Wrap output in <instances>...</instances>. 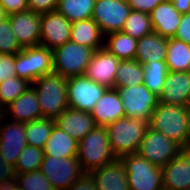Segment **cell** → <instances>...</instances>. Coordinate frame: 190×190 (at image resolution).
<instances>
[{
  "label": "cell",
  "instance_id": "cell-23",
  "mask_svg": "<svg viewBox=\"0 0 190 190\" xmlns=\"http://www.w3.org/2000/svg\"><path fill=\"white\" fill-rule=\"evenodd\" d=\"M153 32L162 37L173 38L178 29L181 14L169 0L159 3L149 14Z\"/></svg>",
  "mask_w": 190,
  "mask_h": 190
},
{
  "label": "cell",
  "instance_id": "cell-46",
  "mask_svg": "<svg viewBox=\"0 0 190 190\" xmlns=\"http://www.w3.org/2000/svg\"><path fill=\"white\" fill-rule=\"evenodd\" d=\"M0 190H18L16 176L0 182Z\"/></svg>",
  "mask_w": 190,
  "mask_h": 190
},
{
  "label": "cell",
  "instance_id": "cell-25",
  "mask_svg": "<svg viewBox=\"0 0 190 190\" xmlns=\"http://www.w3.org/2000/svg\"><path fill=\"white\" fill-rule=\"evenodd\" d=\"M105 36L98 24L91 18L73 22L70 41L92 48L94 51L104 47Z\"/></svg>",
  "mask_w": 190,
  "mask_h": 190
},
{
  "label": "cell",
  "instance_id": "cell-19",
  "mask_svg": "<svg viewBox=\"0 0 190 190\" xmlns=\"http://www.w3.org/2000/svg\"><path fill=\"white\" fill-rule=\"evenodd\" d=\"M54 121L57 127L78 142L96 127L94 118L89 112L69 107L62 111Z\"/></svg>",
  "mask_w": 190,
  "mask_h": 190
},
{
  "label": "cell",
  "instance_id": "cell-47",
  "mask_svg": "<svg viewBox=\"0 0 190 190\" xmlns=\"http://www.w3.org/2000/svg\"><path fill=\"white\" fill-rule=\"evenodd\" d=\"M186 127H187L189 149H190V104L186 107Z\"/></svg>",
  "mask_w": 190,
  "mask_h": 190
},
{
  "label": "cell",
  "instance_id": "cell-12",
  "mask_svg": "<svg viewBox=\"0 0 190 190\" xmlns=\"http://www.w3.org/2000/svg\"><path fill=\"white\" fill-rule=\"evenodd\" d=\"M130 11L127 0H96L92 19L106 36L122 31Z\"/></svg>",
  "mask_w": 190,
  "mask_h": 190
},
{
  "label": "cell",
  "instance_id": "cell-27",
  "mask_svg": "<svg viewBox=\"0 0 190 190\" xmlns=\"http://www.w3.org/2000/svg\"><path fill=\"white\" fill-rule=\"evenodd\" d=\"M137 39L122 31L105 36L104 48L120 60H134L137 50Z\"/></svg>",
  "mask_w": 190,
  "mask_h": 190
},
{
  "label": "cell",
  "instance_id": "cell-43",
  "mask_svg": "<svg viewBox=\"0 0 190 190\" xmlns=\"http://www.w3.org/2000/svg\"><path fill=\"white\" fill-rule=\"evenodd\" d=\"M67 190H97L94 180L89 173H84Z\"/></svg>",
  "mask_w": 190,
  "mask_h": 190
},
{
  "label": "cell",
  "instance_id": "cell-17",
  "mask_svg": "<svg viewBox=\"0 0 190 190\" xmlns=\"http://www.w3.org/2000/svg\"><path fill=\"white\" fill-rule=\"evenodd\" d=\"M163 190H190V149H183L162 168Z\"/></svg>",
  "mask_w": 190,
  "mask_h": 190
},
{
  "label": "cell",
  "instance_id": "cell-39",
  "mask_svg": "<svg viewBox=\"0 0 190 190\" xmlns=\"http://www.w3.org/2000/svg\"><path fill=\"white\" fill-rule=\"evenodd\" d=\"M59 0H28V8L39 14L48 13L57 9Z\"/></svg>",
  "mask_w": 190,
  "mask_h": 190
},
{
  "label": "cell",
  "instance_id": "cell-37",
  "mask_svg": "<svg viewBox=\"0 0 190 190\" xmlns=\"http://www.w3.org/2000/svg\"><path fill=\"white\" fill-rule=\"evenodd\" d=\"M22 49L11 30L8 17L0 20V54H16Z\"/></svg>",
  "mask_w": 190,
  "mask_h": 190
},
{
  "label": "cell",
  "instance_id": "cell-36",
  "mask_svg": "<svg viewBox=\"0 0 190 190\" xmlns=\"http://www.w3.org/2000/svg\"><path fill=\"white\" fill-rule=\"evenodd\" d=\"M16 179L18 190H55L40 170L16 174Z\"/></svg>",
  "mask_w": 190,
  "mask_h": 190
},
{
  "label": "cell",
  "instance_id": "cell-24",
  "mask_svg": "<svg viewBox=\"0 0 190 190\" xmlns=\"http://www.w3.org/2000/svg\"><path fill=\"white\" fill-rule=\"evenodd\" d=\"M168 38L152 32L138 39L135 60L146 62L166 61Z\"/></svg>",
  "mask_w": 190,
  "mask_h": 190
},
{
  "label": "cell",
  "instance_id": "cell-5",
  "mask_svg": "<svg viewBox=\"0 0 190 190\" xmlns=\"http://www.w3.org/2000/svg\"><path fill=\"white\" fill-rule=\"evenodd\" d=\"M126 170L130 190H163L162 168L151 164L139 153L119 158Z\"/></svg>",
  "mask_w": 190,
  "mask_h": 190
},
{
  "label": "cell",
  "instance_id": "cell-1",
  "mask_svg": "<svg viewBox=\"0 0 190 190\" xmlns=\"http://www.w3.org/2000/svg\"><path fill=\"white\" fill-rule=\"evenodd\" d=\"M31 86L37 93L42 118L56 119L68 108L67 78L52 72L35 80Z\"/></svg>",
  "mask_w": 190,
  "mask_h": 190
},
{
  "label": "cell",
  "instance_id": "cell-34",
  "mask_svg": "<svg viewBox=\"0 0 190 190\" xmlns=\"http://www.w3.org/2000/svg\"><path fill=\"white\" fill-rule=\"evenodd\" d=\"M44 152L42 148L26 145L20 153L15 165V173L21 174L40 170Z\"/></svg>",
  "mask_w": 190,
  "mask_h": 190
},
{
  "label": "cell",
  "instance_id": "cell-21",
  "mask_svg": "<svg viewBox=\"0 0 190 190\" xmlns=\"http://www.w3.org/2000/svg\"><path fill=\"white\" fill-rule=\"evenodd\" d=\"M96 126L106 127L125 117L122 99L117 88H108L90 112Z\"/></svg>",
  "mask_w": 190,
  "mask_h": 190
},
{
  "label": "cell",
  "instance_id": "cell-49",
  "mask_svg": "<svg viewBox=\"0 0 190 190\" xmlns=\"http://www.w3.org/2000/svg\"><path fill=\"white\" fill-rule=\"evenodd\" d=\"M7 18V14L3 8V6L0 4V20Z\"/></svg>",
  "mask_w": 190,
  "mask_h": 190
},
{
  "label": "cell",
  "instance_id": "cell-33",
  "mask_svg": "<svg viewBox=\"0 0 190 190\" xmlns=\"http://www.w3.org/2000/svg\"><path fill=\"white\" fill-rule=\"evenodd\" d=\"M122 32L135 39H140L153 32L150 15L145 12L131 10L125 21Z\"/></svg>",
  "mask_w": 190,
  "mask_h": 190
},
{
  "label": "cell",
  "instance_id": "cell-16",
  "mask_svg": "<svg viewBox=\"0 0 190 190\" xmlns=\"http://www.w3.org/2000/svg\"><path fill=\"white\" fill-rule=\"evenodd\" d=\"M119 62L120 59L106 48L97 49L94 51L84 75L100 85L114 88V80Z\"/></svg>",
  "mask_w": 190,
  "mask_h": 190
},
{
  "label": "cell",
  "instance_id": "cell-11",
  "mask_svg": "<svg viewBox=\"0 0 190 190\" xmlns=\"http://www.w3.org/2000/svg\"><path fill=\"white\" fill-rule=\"evenodd\" d=\"M182 150L176 142L149 126L137 153L151 164L163 168Z\"/></svg>",
  "mask_w": 190,
  "mask_h": 190
},
{
  "label": "cell",
  "instance_id": "cell-41",
  "mask_svg": "<svg viewBox=\"0 0 190 190\" xmlns=\"http://www.w3.org/2000/svg\"><path fill=\"white\" fill-rule=\"evenodd\" d=\"M7 16L28 11V0H0Z\"/></svg>",
  "mask_w": 190,
  "mask_h": 190
},
{
  "label": "cell",
  "instance_id": "cell-9",
  "mask_svg": "<svg viewBox=\"0 0 190 190\" xmlns=\"http://www.w3.org/2000/svg\"><path fill=\"white\" fill-rule=\"evenodd\" d=\"M117 90L122 99L125 116L150 123L152 113L159 102V97L144 84L117 88Z\"/></svg>",
  "mask_w": 190,
  "mask_h": 190
},
{
  "label": "cell",
  "instance_id": "cell-4",
  "mask_svg": "<svg viewBox=\"0 0 190 190\" xmlns=\"http://www.w3.org/2000/svg\"><path fill=\"white\" fill-rule=\"evenodd\" d=\"M149 126L176 142L182 149H189L186 107L158 102Z\"/></svg>",
  "mask_w": 190,
  "mask_h": 190
},
{
  "label": "cell",
  "instance_id": "cell-40",
  "mask_svg": "<svg viewBox=\"0 0 190 190\" xmlns=\"http://www.w3.org/2000/svg\"><path fill=\"white\" fill-rule=\"evenodd\" d=\"M173 38L190 45V12L181 14V20Z\"/></svg>",
  "mask_w": 190,
  "mask_h": 190
},
{
  "label": "cell",
  "instance_id": "cell-15",
  "mask_svg": "<svg viewBox=\"0 0 190 190\" xmlns=\"http://www.w3.org/2000/svg\"><path fill=\"white\" fill-rule=\"evenodd\" d=\"M26 145L24 123L4 120L0 126V152L5 162L15 167L18 157Z\"/></svg>",
  "mask_w": 190,
  "mask_h": 190
},
{
  "label": "cell",
  "instance_id": "cell-22",
  "mask_svg": "<svg viewBox=\"0 0 190 190\" xmlns=\"http://www.w3.org/2000/svg\"><path fill=\"white\" fill-rule=\"evenodd\" d=\"M11 120L27 123L42 118L38 96L30 85L19 97L6 107V117Z\"/></svg>",
  "mask_w": 190,
  "mask_h": 190
},
{
  "label": "cell",
  "instance_id": "cell-32",
  "mask_svg": "<svg viewBox=\"0 0 190 190\" xmlns=\"http://www.w3.org/2000/svg\"><path fill=\"white\" fill-rule=\"evenodd\" d=\"M144 85L158 97L163 91L168 73L166 61H153L143 64Z\"/></svg>",
  "mask_w": 190,
  "mask_h": 190
},
{
  "label": "cell",
  "instance_id": "cell-29",
  "mask_svg": "<svg viewBox=\"0 0 190 190\" xmlns=\"http://www.w3.org/2000/svg\"><path fill=\"white\" fill-rule=\"evenodd\" d=\"M144 83L143 65L134 60H120L114 80V88L131 87Z\"/></svg>",
  "mask_w": 190,
  "mask_h": 190
},
{
  "label": "cell",
  "instance_id": "cell-13",
  "mask_svg": "<svg viewBox=\"0 0 190 190\" xmlns=\"http://www.w3.org/2000/svg\"><path fill=\"white\" fill-rule=\"evenodd\" d=\"M71 25L57 10L41 14L40 46L54 50L70 41Z\"/></svg>",
  "mask_w": 190,
  "mask_h": 190
},
{
  "label": "cell",
  "instance_id": "cell-14",
  "mask_svg": "<svg viewBox=\"0 0 190 190\" xmlns=\"http://www.w3.org/2000/svg\"><path fill=\"white\" fill-rule=\"evenodd\" d=\"M7 17L22 48L40 46L41 14L28 10Z\"/></svg>",
  "mask_w": 190,
  "mask_h": 190
},
{
  "label": "cell",
  "instance_id": "cell-48",
  "mask_svg": "<svg viewBox=\"0 0 190 190\" xmlns=\"http://www.w3.org/2000/svg\"><path fill=\"white\" fill-rule=\"evenodd\" d=\"M6 117V108L0 104V126L3 124Z\"/></svg>",
  "mask_w": 190,
  "mask_h": 190
},
{
  "label": "cell",
  "instance_id": "cell-20",
  "mask_svg": "<svg viewBox=\"0 0 190 190\" xmlns=\"http://www.w3.org/2000/svg\"><path fill=\"white\" fill-rule=\"evenodd\" d=\"M97 190H130L123 162L115 161L95 168L89 173Z\"/></svg>",
  "mask_w": 190,
  "mask_h": 190
},
{
  "label": "cell",
  "instance_id": "cell-2",
  "mask_svg": "<svg viewBox=\"0 0 190 190\" xmlns=\"http://www.w3.org/2000/svg\"><path fill=\"white\" fill-rule=\"evenodd\" d=\"M77 159L85 173L118 159L112 150L106 127L96 126L78 142Z\"/></svg>",
  "mask_w": 190,
  "mask_h": 190
},
{
  "label": "cell",
  "instance_id": "cell-7",
  "mask_svg": "<svg viewBox=\"0 0 190 190\" xmlns=\"http://www.w3.org/2000/svg\"><path fill=\"white\" fill-rule=\"evenodd\" d=\"M15 70L19 78L32 84L53 72V50L47 47H26L15 54Z\"/></svg>",
  "mask_w": 190,
  "mask_h": 190
},
{
  "label": "cell",
  "instance_id": "cell-26",
  "mask_svg": "<svg viewBox=\"0 0 190 190\" xmlns=\"http://www.w3.org/2000/svg\"><path fill=\"white\" fill-rule=\"evenodd\" d=\"M44 156L77 157L78 141L54 125L51 135L43 148Z\"/></svg>",
  "mask_w": 190,
  "mask_h": 190
},
{
  "label": "cell",
  "instance_id": "cell-10",
  "mask_svg": "<svg viewBox=\"0 0 190 190\" xmlns=\"http://www.w3.org/2000/svg\"><path fill=\"white\" fill-rule=\"evenodd\" d=\"M107 89L85 75L67 78L68 107L90 113Z\"/></svg>",
  "mask_w": 190,
  "mask_h": 190
},
{
  "label": "cell",
  "instance_id": "cell-42",
  "mask_svg": "<svg viewBox=\"0 0 190 190\" xmlns=\"http://www.w3.org/2000/svg\"><path fill=\"white\" fill-rule=\"evenodd\" d=\"M131 10L150 14L161 2L166 0H127Z\"/></svg>",
  "mask_w": 190,
  "mask_h": 190
},
{
  "label": "cell",
  "instance_id": "cell-3",
  "mask_svg": "<svg viewBox=\"0 0 190 190\" xmlns=\"http://www.w3.org/2000/svg\"><path fill=\"white\" fill-rule=\"evenodd\" d=\"M149 127L145 120L122 117L106 126L112 150L117 158L137 153Z\"/></svg>",
  "mask_w": 190,
  "mask_h": 190
},
{
  "label": "cell",
  "instance_id": "cell-31",
  "mask_svg": "<svg viewBox=\"0 0 190 190\" xmlns=\"http://www.w3.org/2000/svg\"><path fill=\"white\" fill-rule=\"evenodd\" d=\"M54 125V119L47 118H40L24 123L27 145L43 149Z\"/></svg>",
  "mask_w": 190,
  "mask_h": 190
},
{
  "label": "cell",
  "instance_id": "cell-6",
  "mask_svg": "<svg viewBox=\"0 0 190 190\" xmlns=\"http://www.w3.org/2000/svg\"><path fill=\"white\" fill-rule=\"evenodd\" d=\"M93 53L92 48L68 41L53 50V72L65 78L84 75Z\"/></svg>",
  "mask_w": 190,
  "mask_h": 190
},
{
  "label": "cell",
  "instance_id": "cell-8",
  "mask_svg": "<svg viewBox=\"0 0 190 190\" xmlns=\"http://www.w3.org/2000/svg\"><path fill=\"white\" fill-rule=\"evenodd\" d=\"M40 171L55 190H67L85 173L77 157L44 156Z\"/></svg>",
  "mask_w": 190,
  "mask_h": 190
},
{
  "label": "cell",
  "instance_id": "cell-30",
  "mask_svg": "<svg viewBox=\"0 0 190 190\" xmlns=\"http://www.w3.org/2000/svg\"><path fill=\"white\" fill-rule=\"evenodd\" d=\"M96 0H59L57 11L69 22L91 19Z\"/></svg>",
  "mask_w": 190,
  "mask_h": 190
},
{
  "label": "cell",
  "instance_id": "cell-38",
  "mask_svg": "<svg viewBox=\"0 0 190 190\" xmlns=\"http://www.w3.org/2000/svg\"><path fill=\"white\" fill-rule=\"evenodd\" d=\"M16 76L15 54H0V83Z\"/></svg>",
  "mask_w": 190,
  "mask_h": 190
},
{
  "label": "cell",
  "instance_id": "cell-45",
  "mask_svg": "<svg viewBox=\"0 0 190 190\" xmlns=\"http://www.w3.org/2000/svg\"><path fill=\"white\" fill-rule=\"evenodd\" d=\"M173 3V6L178 10L180 14H186L190 12V0H169Z\"/></svg>",
  "mask_w": 190,
  "mask_h": 190
},
{
  "label": "cell",
  "instance_id": "cell-28",
  "mask_svg": "<svg viewBox=\"0 0 190 190\" xmlns=\"http://www.w3.org/2000/svg\"><path fill=\"white\" fill-rule=\"evenodd\" d=\"M166 64L168 71L190 72V45L168 38Z\"/></svg>",
  "mask_w": 190,
  "mask_h": 190
},
{
  "label": "cell",
  "instance_id": "cell-18",
  "mask_svg": "<svg viewBox=\"0 0 190 190\" xmlns=\"http://www.w3.org/2000/svg\"><path fill=\"white\" fill-rule=\"evenodd\" d=\"M159 102L187 107L190 104V72L168 71Z\"/></svg>",
  "mask_w": 190,
  "mask_h": 190
},
{
  "label": "cell",
  "instance_id": "cell-35",
  "mask_svg": "<svg viewBox=\"0 0 190 190\" xmlns=\"http://www.w3.org/2000/svg\"><path fill=\"white\" fill-rule=\"evenodd\" d=\"M31 84L18 76L0 83V104L5 108L19 97Z\"/></svg>",
  "mask_w": 190,
  "mask_h": 190
},
{
  "label": "cell",
  "instance_id": "cell-44",
  "mask_svg": "<svg viewBox=\"0 0 190 190\" xmlns=\"http://www.w3.org/2000/svg\"><path fill=\"white\" fill-rule=\"evenodd\" d=\"M15 176V168L12 165L5 162L0 152V182L9 178H13Z\"/></svg>",
  "mask_w": 190,
  "mask_h": 190
}]
</instances>
